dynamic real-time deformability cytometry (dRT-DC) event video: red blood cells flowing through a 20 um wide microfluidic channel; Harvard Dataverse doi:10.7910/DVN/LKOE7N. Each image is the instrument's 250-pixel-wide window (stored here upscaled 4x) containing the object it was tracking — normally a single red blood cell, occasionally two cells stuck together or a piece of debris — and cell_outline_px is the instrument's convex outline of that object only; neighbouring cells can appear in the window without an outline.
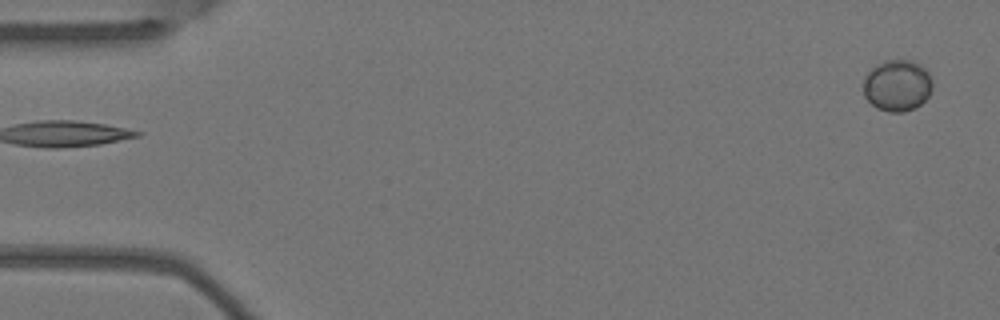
{"species": "Egyptian fruit bat (a non-hibernating species)", "species_latin": "Rousettus aegyptiacus", "temperature_condition": "warm", "stored_images_in_passage": 3, "segment_of_instrument_passage": [2, 2], "camera_frame_rate_fps": 3000, "um_per_image_px": 0.085, "animal": {"sex": "female"}, "frame": {"image": 1, "passage_image": 3, "time_ms": 0.667, "image_size_px": [1000, 320], "cell_outline_px": [[932, 88], [928, 96], [916, 108], [904, 112], [888, 112], [876, 108], [864, 96], [864, 76], [876, 64], [884, 60], [912, 60], [920, 64], [928, 72], [932, 80]], "centroid_in_image_um": [76.26, 7.26], "position_along_channel_um": 8.7, "area_um2": 20.87}}